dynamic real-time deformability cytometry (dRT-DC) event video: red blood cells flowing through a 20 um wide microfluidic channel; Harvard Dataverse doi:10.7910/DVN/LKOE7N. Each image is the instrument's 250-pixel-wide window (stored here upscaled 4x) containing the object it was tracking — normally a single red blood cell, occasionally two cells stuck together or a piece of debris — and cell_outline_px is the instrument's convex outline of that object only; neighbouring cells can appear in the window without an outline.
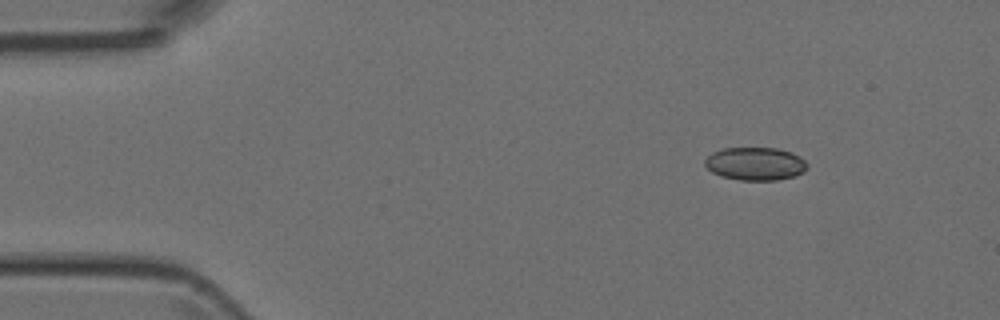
{"species": "Egyptian fruit bat (a non-hibernating species)", "species_latin": "Rousettus aegyptiacus", "temperature_condition": "room temperature", "stored_images_in_passage": 6, "camera_frame_rate_fps": 3000, "um_per_image_px": 0.085, "animal": {"sex": "female"}, "frame": {"image": 1, "passage_image": 1, "time_ms": 0.0, "image_size_px": [1000, 320], "cell_outline_px": [[808, 168], [804, 172], [796, 176], [776, 180], [740, 180], [720, 176], [712, 172], [704, 164], [704, 160], [712, 152], [724, 148], [776, 148], [792, 152], [800, 156], [808, 164]], "centroid_in_image_um": [64.22, 13.92], "position_along_channel_um": 20.8, "area_um2": 19.88}}